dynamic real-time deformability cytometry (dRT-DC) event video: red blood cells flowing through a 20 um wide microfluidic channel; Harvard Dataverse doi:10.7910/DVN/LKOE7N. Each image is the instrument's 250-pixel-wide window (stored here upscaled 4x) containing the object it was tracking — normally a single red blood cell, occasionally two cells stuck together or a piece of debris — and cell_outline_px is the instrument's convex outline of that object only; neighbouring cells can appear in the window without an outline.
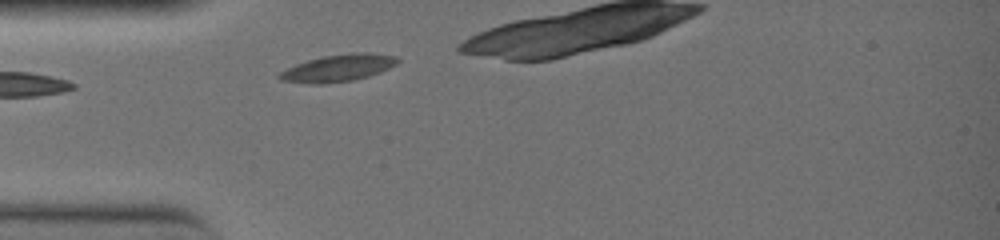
{"species": "common noctule bat (a hibernating species)", "species_latin": "Nyctalus noctula", "temperature_condition": "warm", "stored_images_in_passage": 24, "camera_frame_rate_fps": 3000, "um_per_image_px": 0.085, "animal": {"sex": "female", "body_mass_g": 19.0, "forearm_length_mm": 51.5}, "frame": {"image": 1, "passage_image": 1, "time_ms": 0.0, "image_size_px": [1000, 240], "cell_outline_px": [[400, 60], [396, 64], [380, 72], [368, 76], [352, 80], [324, 84], [312, 84], [280, 80], [276, 76], [280, 72], [296, 64], [308, 60], [324, 56], [352, 52], [368, 52], [396, 56]], "centroid_in_image_um": [28.74, 5.78], "position_along_channel_um": 56.3, "area_um2": 18.55}}
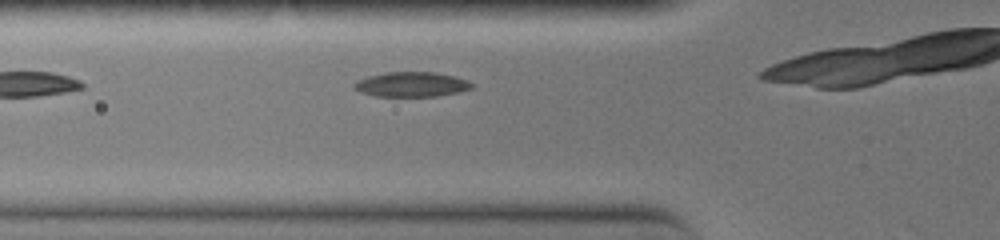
{"frame": {"image": 2, "passage_image": 4, "time_ms": 1.0, "image_size_px": [1000, 240], "cell_outline_px": [[472, 88], [460, 92], [436, 96], [376, 96], [360, 92], [352, 84], [356, 80], [368, 76], [388, 72], [436, 72], [456, 76], [472, 84]], "centroid_in_image_um": [34.96, 7.17], "position_along_channel_um": 90.8, "area_um2": 16.94}}